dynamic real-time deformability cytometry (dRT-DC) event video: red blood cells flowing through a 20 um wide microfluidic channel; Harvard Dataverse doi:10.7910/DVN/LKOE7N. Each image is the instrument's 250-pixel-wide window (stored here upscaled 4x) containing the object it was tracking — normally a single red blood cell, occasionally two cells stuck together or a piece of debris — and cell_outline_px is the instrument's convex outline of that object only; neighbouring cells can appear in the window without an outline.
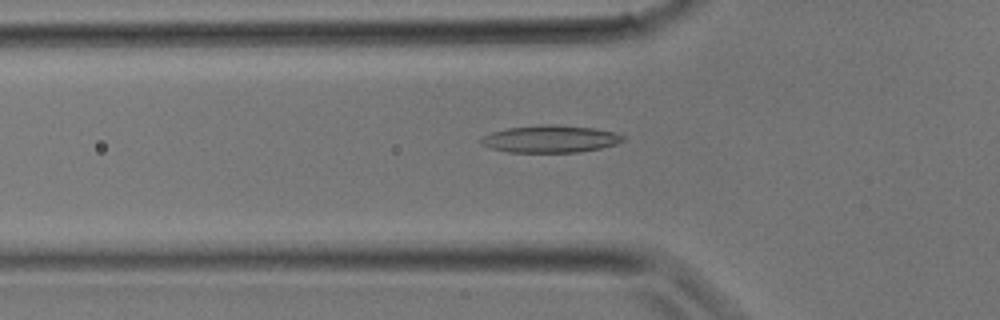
{"species": "common noctule bat (a hibernating species)", "species_latin": "Nyctalus noctula", "temperature_condition": "room temperature", "stored_images_in_passage": 27, "camera_frame_rate_fps": 3000, "um_per_image_px": 0.085, "animal": {"sex": "male", "body_mass_g": 17.9}, "frame": {"image": 1, "passage_image": 6, "time_ms": 1.667, "image_size_px": [1000, 320], "cell_outline_px": [[624, 140], [616, 144], [600, 148], [580, 152], [508, 152], [492, 148], [480, 144], [480, 136], [492, 132], [508, 128], [540, 124], [556, 124], [592, 128], [616, 132], [624, 136]], "centroid_in_image_um": [46.76, 11.8], "position_along_channel_um": 79.0, "area_um2": 22.66}}
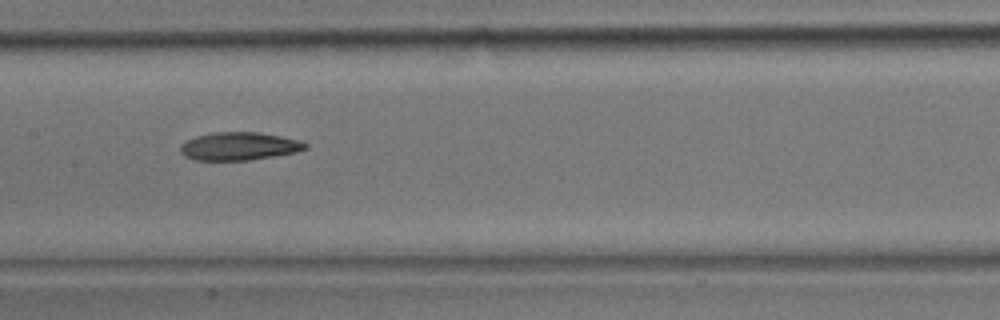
{"frame": {"image": 2, "passage_image": 11, "time_ms": 3.333, "image_size_px": [1000, 320], "cell_outline_px": [[308, 148], [296, 152], [248, 160], [192, 160], [184, 156], [180, 152], [180, 144], [196, 136], [212, 132], [256, 132], [280, 136], [296, 140], [308, 144]], "centroid_in_image_um": [20.27, 12.43], "position_along_channel_um": 187.1, "area_um2": 20.29}}
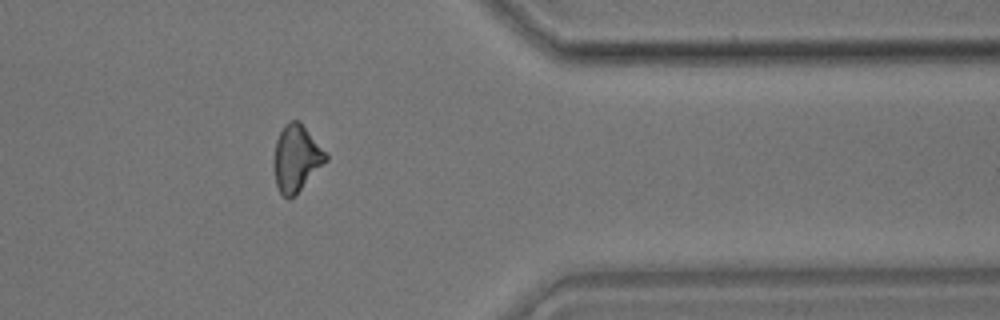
{"frame": {"image": 3, "passage_image": 21, "time_ms": 6.667, "image_size_px": [1000, 320], "cell_outline_px": [[328, 160], [288, 200], [280, 192], [276, 184], [272, 164], [272, 160], [276, 140], [284, 124], [288, 120], [300, 120], [328, 152]], "centroid_in_image_um": [25.18, 13.38], "position_along_channel_um": 386.2, "area_um2": 20.4}}